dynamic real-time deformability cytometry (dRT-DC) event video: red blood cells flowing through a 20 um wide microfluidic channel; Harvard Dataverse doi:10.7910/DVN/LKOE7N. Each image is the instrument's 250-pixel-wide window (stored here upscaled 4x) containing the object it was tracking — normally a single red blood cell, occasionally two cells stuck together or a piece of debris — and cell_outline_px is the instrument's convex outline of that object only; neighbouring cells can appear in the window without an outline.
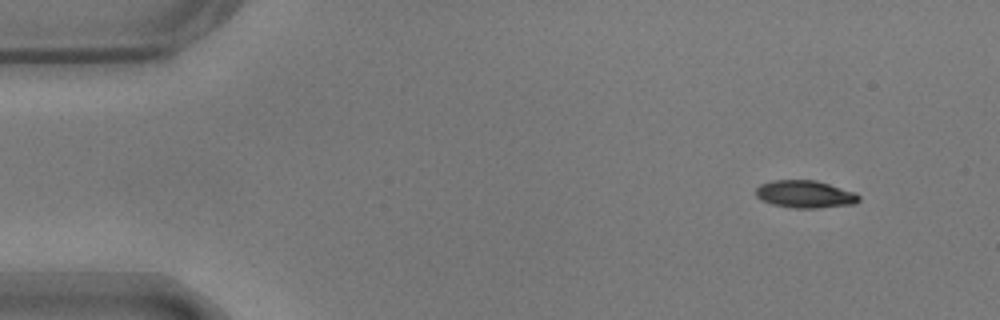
{"species": "common noctule bat (a hibernating species)", "species_latin": "Nyctalus noctula", "temperature_condition": "warm", "stored_images_in_passage": 51, "camera_frame_rate_fps": 3000, "um_per_image_px": 0.085, "animal": {"sex": "male", "body_mass_g": 17.9}, "frame": {"image": 1, "passage_image": 1, "time_ms": 0.0, "image_size_px": [1000, 320], "cell_outline_px": [[860, 200], [856, 204], [820, 208], [792, 208], [772, 204], [760, 200], [756, 196], [756, 188], [760, 184], [772, 180], [816, 180], [856, 192], [860, 196]], "centroid_in_image_um": [68.45, 16.51], "position_along_channel_um": 16.6, "area_um2": 16.76}}
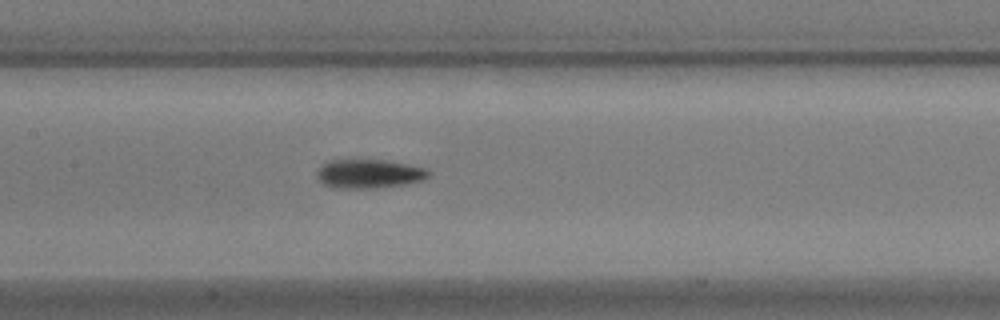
{"frame": {"image": 2, "passage_image": 22, "time_ms": 7.0, "image_size_px": [1000, 320], "cell_outline_px": [[432, 176], [424, 180], [404, 184], [372, 188], [332, 188], [320, 184], [316, 176], [316, 172], [324, 164], [332, 160], [384, 160], [408, 164], [428, 168], [432, 172]], "centroid_in_image_um": [31.4, 14.78], "position_along_channel_um": 176.0, "area_um2": 19.07}}
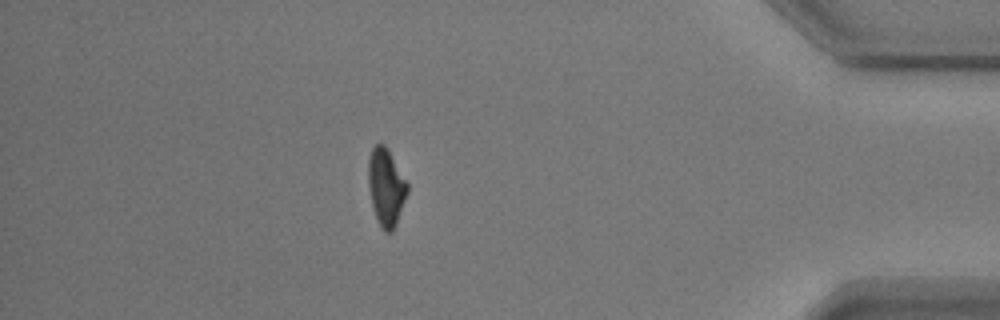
{"frame": {"image": 3, "passage_image": 44, "time_ms": 14.333, "image_size_px": [1000, 320], "cell_outline_px": [[408, 192], [396, 224], [392, 232], [384, 232], [380, 228], [376, 220], [372, 208], [368, 184], [368, 160], [372, 148], [376, 144], [384, 144], [388, 148], [408, 184]], "centroid_in_image_um": [32.8, 15.93], "position_along_channel_um": 402.4, "area_um2": 17.8}, "authors_computed_cell_mechanics": {"area_um2": 17.8024, "velocity_mm_per_s": 3.6679, "shape_relaxation_time_tau1_ms": 4.2297, "shape_relaxation_time_tau2_ms": 3.6436, "deformation_change_tau1": 0.1677, "deformation_change_tau2": 0.1052}}